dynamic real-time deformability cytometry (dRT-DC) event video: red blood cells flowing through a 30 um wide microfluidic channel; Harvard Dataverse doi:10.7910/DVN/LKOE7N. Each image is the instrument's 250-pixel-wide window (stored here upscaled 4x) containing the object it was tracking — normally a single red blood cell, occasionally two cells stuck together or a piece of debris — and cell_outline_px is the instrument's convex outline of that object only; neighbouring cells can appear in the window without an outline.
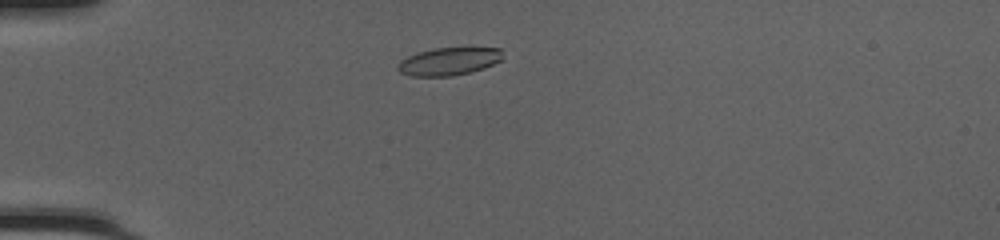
{"species": "common noctule bat (a hibernating species)", "species_latin": "Nyctalus noctula", "temperature_condition": "cold", "stored_images_in_passage": 42, "camera_frame_rate_fps": 3000, "um_per_image_px": 0.085, "animal": {"sex": "female", "body_mass_g": 20.0, "forearm_length_mm": 54.0}, "frame": {"image": 1, "passage_image": 6, "time_ms": 1.667, "image_size_px": [1000, 240], "cell_outline_px": [[504, 56], [500, 60], [484, 68], [452, 76], [412, 76], [400, 72], [396, 68], [396, 64], [400, 60], [408, 56], [420, 52], [436, 48], [468, 44], [500, 48]], "centroid_in_image_um": [38.21, 5.15], "position_along_channel_um": 46.8, "area_um2": 17.74}}
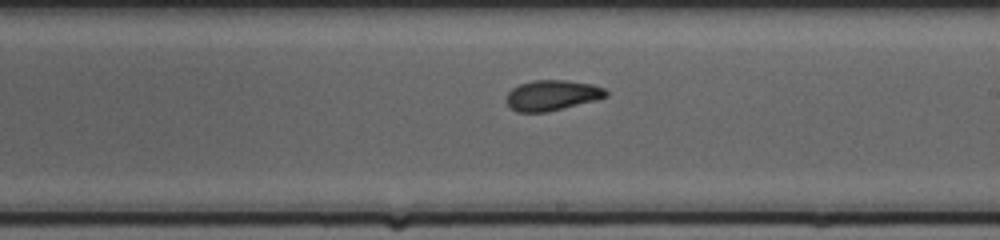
{"frame": {"image": 2, "passage_image": 22, "time_ms": 7.0, "image_size_px": [1000, 240], "cell_outline_px": [[608, 96], [596, 100], [548, 112], [516, 112], [504, 100], [504, 96], [512, 88], [520, 84], [532, 80], [564, 80], [592, 84], [604, 88], [608, 92]], "centroid_in_image_um": [46.9, 8.1], "position_along_channel_um": 242.1, "area_um2": 17.8}}
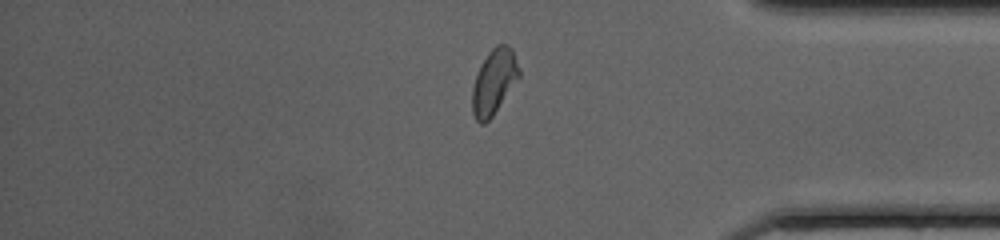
{"frame": {"image": 3, "passage_image": 34, "time_ms": 11.0, "image_size_px": [1000, 240], "cell_outline_px": [[520, 76], [492, 116], [484, 124], [480, 124], [476, 120], [472, 112], [472, 88], [480, 64], [488, 52], [496, 44], [508, 44], [512, 48], [520, 68]], "centroid_in_image_um": [41.99, 6.92], "position_along_channel_um": 393.2, "area_um2": 17.8}, "authors_computed_cell_mechanics": {"area_um2": 17.6868, "velocity_mm_per_s": 4.2054, "shape_relaxation_time_tau1_ms": 3.5852, "shape_relaxation_time_tau2_ms": 2.1998, "deformation_change_tau1": 0.149, "deformation_change_tau2": 0.0814}}